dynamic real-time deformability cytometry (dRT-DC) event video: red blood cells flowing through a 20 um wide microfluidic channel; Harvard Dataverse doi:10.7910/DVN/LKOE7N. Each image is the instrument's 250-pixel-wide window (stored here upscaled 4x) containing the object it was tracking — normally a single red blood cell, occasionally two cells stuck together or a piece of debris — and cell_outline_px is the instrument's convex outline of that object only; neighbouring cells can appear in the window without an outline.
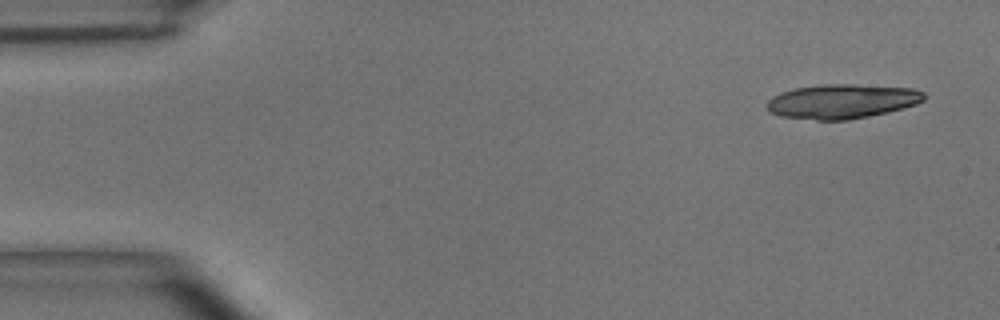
{"species": "common noctule bat (a hibernating species)", "species_latin": "Nyctalus noctula", "temperature_condition": "room temperature", "stored_images_in_passage": 20, "camera_frame_rate_fps": 3000, "um_per_image_px": 0.085, "animal": {"sex": "male", "body_mass_g": 15.6}, "frame": {"image": 1, "passage_image": 1, "time_ms": 0.0, "image_size_px": [1000, 320], "cell_outline_px": [[924, 100], [916, 104], [888, 112], [848, 120], [816, 120], [780, 116], [772, 112], [768, 108], [768, 100], [772, 96], [780, 92], [792, 88], [820, 84], [856, 84], [912, 88], [924, 92]], "centroid_in_image_um": [71.56, 8.6], "position_along_channel_um": 13.4, "area_um2": 31.56}}
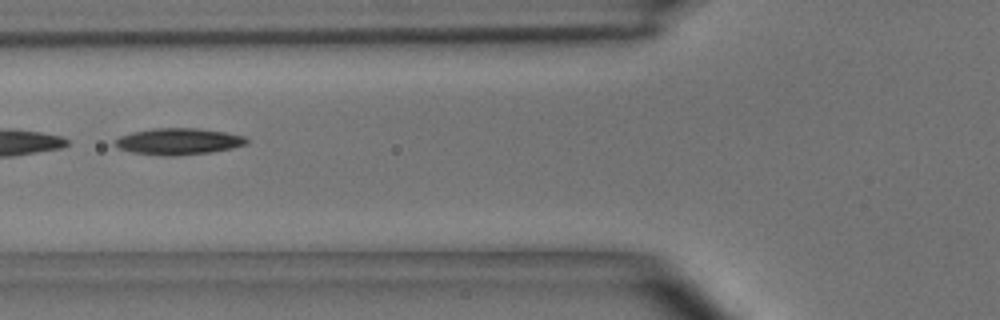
{"frame": {"image": 2, "passage_image": 17, "time_ms": 5.333, "image_size_px": [1000, 320], "cell_outline_px": [[248, 144], [232, 148], [208, 152], [172, 156], [168, 156], [132, 152], [116, 148], [112, 144], [112, 140], [120, 136], [132, 132], [152, 128], [200, 128], [224, 132], [244, 136], [248, 140]], "centroid_in_image_um": [15.11, 12.01], "position_along_channel_um": 110.7, "area_um2": 20.4}}